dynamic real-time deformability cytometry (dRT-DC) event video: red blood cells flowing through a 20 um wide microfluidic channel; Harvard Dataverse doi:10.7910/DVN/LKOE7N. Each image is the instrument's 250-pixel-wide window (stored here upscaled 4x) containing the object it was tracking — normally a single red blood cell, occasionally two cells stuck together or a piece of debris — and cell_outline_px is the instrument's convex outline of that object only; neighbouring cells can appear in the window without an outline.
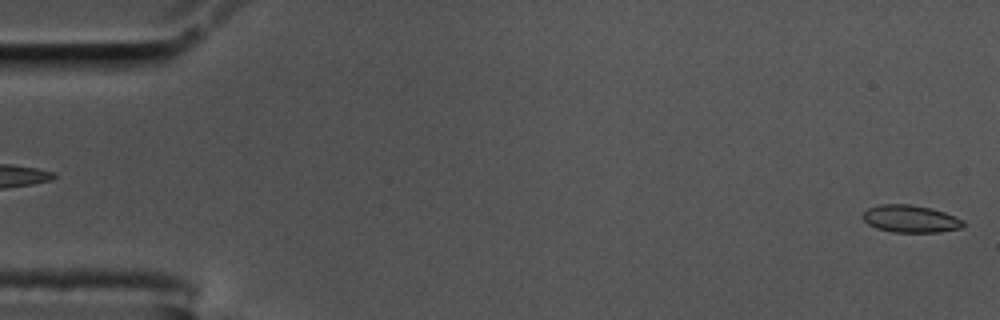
{"species": "common noctule bat (a hibernating species)", "species_latin": "Nyctalus noctula", "temperature_condition": "cold", "stored_images_in_passage": 58, "camera_frame_rate_fps": 3000, "um_per_image_px": 0.085, "animal": {"sex": "male", "body_mass_g": 17.5, "forearm_length_mm": 52.3}, "frame": {"image": 1, "passage_image": 1, "time_ms": 0.0, "image_size_px": [1000, 320], "cell_outline_px": [[964, 224], [960, 228], [940, 232], [892, 232], [876, 228], [868, 224], [860, 216], [868, 208], [880, 204], [912, 204], [944, 212], [964, 220]], "centroid_in_image_um": [77.36, 18.6], "position_along_channel_um": 7.6, "area_um2": 16.01}}
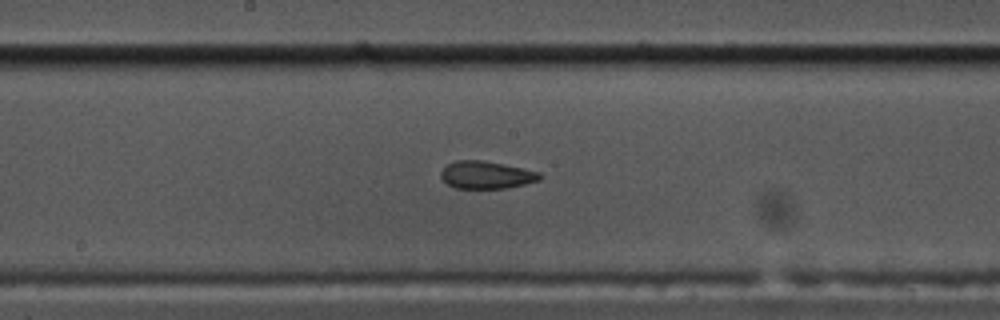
{"frame": {"image": 2, "passage_image": 30, "time_ms": 9.667, "image_size_px": [1000, 320], "cell_outline_px": [[544, 176], [540, 180], [508, 188], [456, 188], [448, 184], [440, 176], [440, 172], [448, 164], [456, 160], [484, 160], [504, 164], [540, 172]], "centroid_in_image_um": [41.37, 14.86], "position_along_channel_um": 206.8, "area_um2": 15.9}}
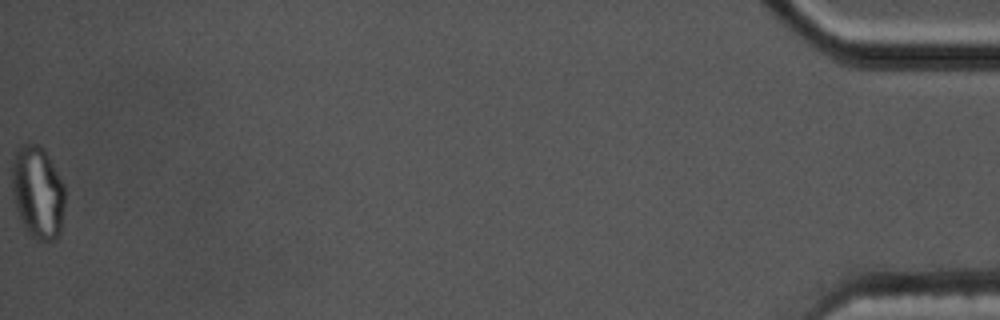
{"frame": {"image": 3, "passage_image": 58, "time_ms": 19.0, "image_size_px": [1000, 320], "cell_outline_px": [[64, 208], [60, 232], [52, 240], [40, 240], [32, 236], [24, 228], [12, 192], [12, 164], [16, 148], [20, 144], [36, 144], [44, 148], [64, 184]], "centroid_in_image_um": [3.2, 16.3], "position_along_channel_um": 432.0, "area_um2": 28.38}, "authors_computed_cell_mechanics": {"area_um2": 16.2418, "velocity_mm_per_s": 3.4888, "shape_relaxation_time_tau1_ms": null, "shape_relaxation_time_tau2_ms": 2.2902, "deformation_change_tau1": null, "deformation_change_tau2": 0.0744}}